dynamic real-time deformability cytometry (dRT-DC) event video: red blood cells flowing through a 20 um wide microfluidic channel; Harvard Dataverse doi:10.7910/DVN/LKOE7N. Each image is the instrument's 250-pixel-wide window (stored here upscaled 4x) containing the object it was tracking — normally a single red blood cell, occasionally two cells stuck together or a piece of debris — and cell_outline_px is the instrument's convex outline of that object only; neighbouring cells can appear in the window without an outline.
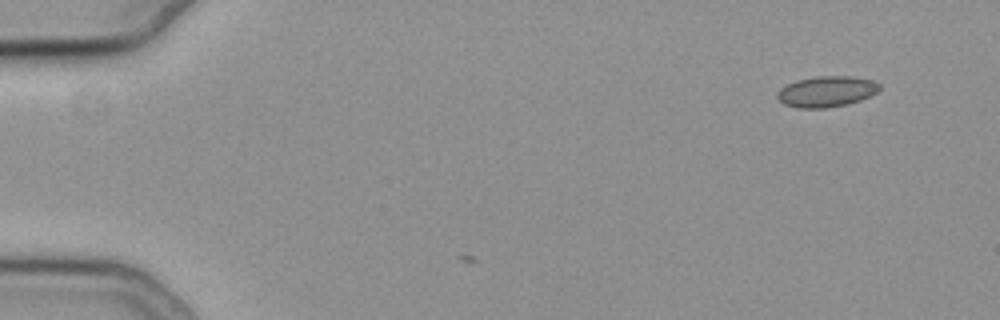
{"species": "common noctule bat (a hibernating species)", "species_latin": "Nyctalus noctula", "temperature_condition": "cold", "stored_images_in_passage": 3, "camera_frame_rate_fps": 3000, "um_per_image_px": 0.085, "animal": {"sex": "female", "body_mass_g": 19.3, "forearm_length_mm": 54.1}, "frame": {"image": 1, "passage_image": 3, "time_ms": 0.667, "image_size_px": [1000, 320], "cell_outline_px": [[880, 88], [876, 92], [860, 100], [844, 104], [824, 108], [800, 108], [784, 104], [776, 96], [776, 92], [780, 88], [796, 80], [816, 76], [852, 76], [872, 80], [880, 84]], "centroid_in_image_um": [70.23, 7.76], "position_along_channel_um": 14.8, "area_um2": 18.21}}